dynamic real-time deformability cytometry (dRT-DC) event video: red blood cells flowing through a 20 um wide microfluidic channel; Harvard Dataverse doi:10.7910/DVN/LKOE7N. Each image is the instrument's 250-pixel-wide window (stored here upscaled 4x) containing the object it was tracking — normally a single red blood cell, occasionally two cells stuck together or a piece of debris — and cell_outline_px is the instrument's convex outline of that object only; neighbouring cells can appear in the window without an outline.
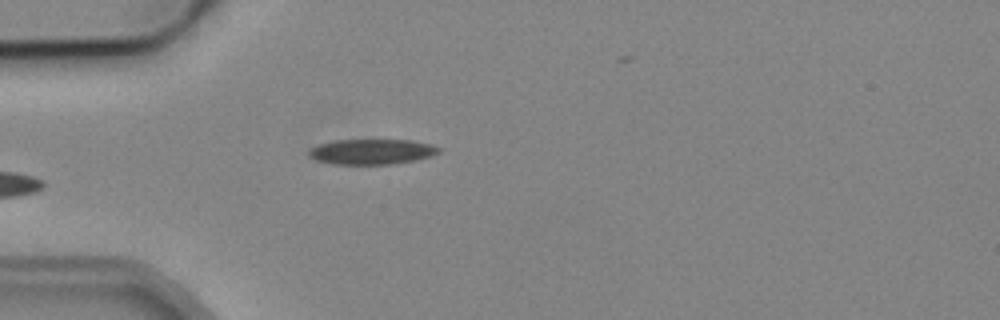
{"species": "common noctule bat (a hibernating species)", "species_latin": "Nyctalus noctula", "temperature_condition": "cold", "stored_images_in_passage": 2, "camera_frame_rate_fps": 3000, "um_per_image_px": 0.085, "animal": {"sex": "male", "body_mass_g": 19.2, "forearm_length_mm": 51.8}, "frame": {"image": 1, "passage_image": 2, "time_ms": 1.0, "image_size_px": [1000, 320], "cell_outline_px": [[440, 152], [432, 156], [392, 164], [332, 164], [316, 160], [308, 156], [308, 152], [312, 148], [320, 144], [336, 140], [412, 140], [432, 144], [440, 148]], "centroid_in_image_um": [31.61, 12.89], "position_along_channel_um": 53.4, "area_um2": 19.07}}